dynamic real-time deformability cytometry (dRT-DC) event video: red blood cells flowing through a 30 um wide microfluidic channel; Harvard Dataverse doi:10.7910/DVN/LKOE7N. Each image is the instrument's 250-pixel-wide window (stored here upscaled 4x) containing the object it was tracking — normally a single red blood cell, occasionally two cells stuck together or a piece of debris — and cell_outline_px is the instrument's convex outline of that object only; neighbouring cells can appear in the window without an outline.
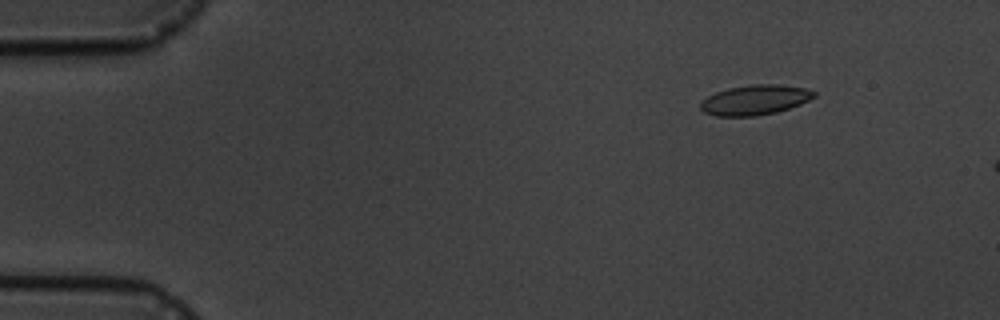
{"species": "common noctule bat (a hibernating species)", "species_latin": "Nyctalus noctula", "temperature_condition": "cold", "stored_images_in_passage": 7, "camera_frame_rate_fps": 3000, "um_per_image_px": 0.085, "animal": {"sex": "male", "body_mass_g": 19.5, "forearm_length_mm": 54.6}, "frame": {"image": 1, "passage_image": 3, "time_ms": 2.333, "image_size_px": [1000, 320], "cell_outline_px": [[816, 96], [800, 104], [776, 112], [756, 116], [716, 116], [704, 112], [700, 108], [700, 100], [716, 92], [728, 88], [752, 84], [776, 84], [804, 88], [816, 92]], "centroid_in_image_um": [64.14, 8.49], "position_along_channel_um": 20.9, "area_um2": 19.77}}